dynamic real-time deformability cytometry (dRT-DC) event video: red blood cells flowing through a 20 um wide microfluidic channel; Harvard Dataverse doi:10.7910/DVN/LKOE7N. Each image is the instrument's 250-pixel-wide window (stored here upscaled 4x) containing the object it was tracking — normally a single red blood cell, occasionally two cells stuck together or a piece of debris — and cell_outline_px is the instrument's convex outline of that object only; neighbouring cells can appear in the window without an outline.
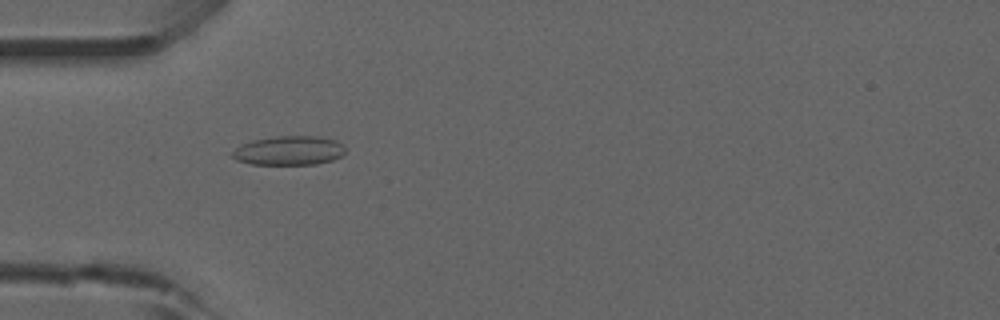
{"species": "common noctule bat (a hibernating species)", "species_latin": "Nyctalus noctula", "temperature_condition": "room temperature", "stored_images_in_passage": 37, "camera_frame_rate_fps": 3000, "um_per_image_px": 0.085, "animal": {"sex": "male", "forearm_length_mm": 52.5}, "frame": {"image": 1, "passage_image": 1, "time_ms": 0.0, "image_size_px": [1000, 320], "cell_outline_px": [[344, 156], [332, 160], [316, 164], [252, 164], [236, 160], [232, 156], [232, 152], [236, 148], [252, 140], [276, 136], [316, 136], [336, 140], [344, 144]], "centroid_in_image_um": [24.61, 12.8], "position_along_channel_um": 60.4, "area_um2": 19.19}}
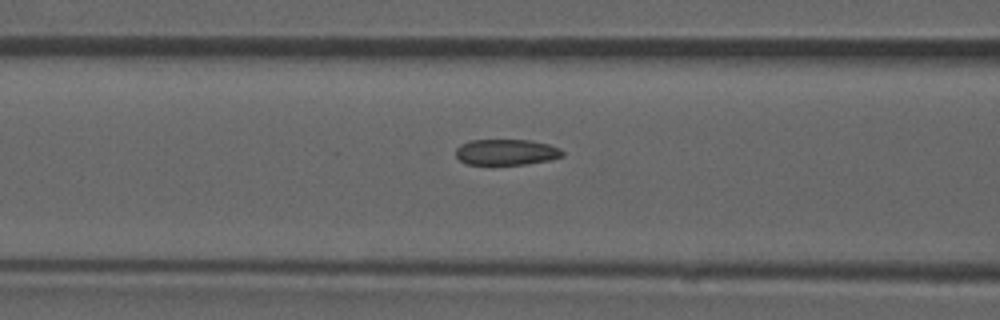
{"frame": {"image": 2, "passage_image": 6, "time_ms": 1.667, "image_size_px": [1000, 320], "cell_outline_px": [[564, 156], [548, 160], [524, 164], [468, 164], [460, 160], [456, 156], [456, 148], [460, 144], [472, 140], [532, 140], [548, 144], [560, 148], [564, 152]], "centroid_in_image_um": [43.05, 12.92], "position_along_channel_um": 123.6, "area_um2": 16.01}, "authors_computed_cell_mechanics": {"area_um2": 16.5308, "velocity_mm_per_s": 3.9207, "shape_relaxation_time_tau1_ms": null, "shape_relaxation_time_tau2_ms": 2.1678, "deformation_change_tau1": null, "deformation_change_tau2": 0.0641}}